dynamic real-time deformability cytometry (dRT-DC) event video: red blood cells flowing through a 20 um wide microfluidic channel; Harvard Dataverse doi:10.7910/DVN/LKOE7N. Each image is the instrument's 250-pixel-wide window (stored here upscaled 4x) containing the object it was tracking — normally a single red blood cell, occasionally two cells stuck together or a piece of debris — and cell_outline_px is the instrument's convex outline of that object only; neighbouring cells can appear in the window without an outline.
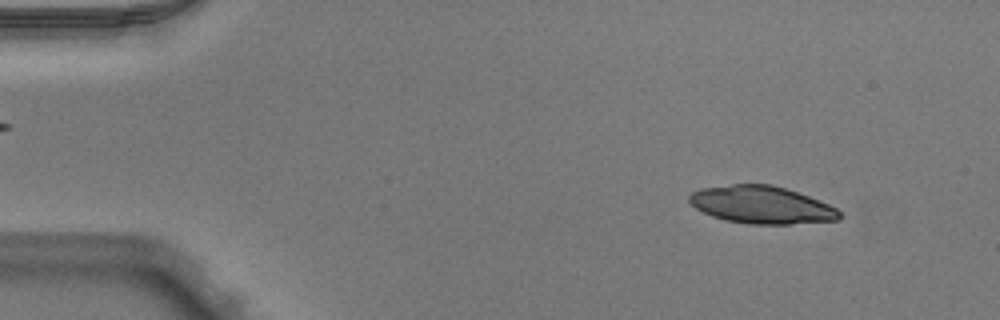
{"species": "Egyptian fruit bat (a non-hibernating species)", "species_latin": "Rousettus aegyptiacus", "temperature_condition": "warm", "stored_images_in_passage": 51, "camera_frame_rate_fps": 3000, "um_per_image_px": 0.085, "animal": {"sex": "male"}, "frame": {"image": 1, "passage_image": 6, "time_ms": 1.667, "image_size_px": [1000, 320], "cell_outline_px": [[844, 216], [840, 220], [788, 224], [748, 224], [724, 220], [712, 216], [696, 208], [688, 200], [688, 196], [692, 192], [700, 188], [732, 184], [772, 184], [808, 196], [828, 204], [836, 208]], "centroid_in_image_um": [64.73, 17.42], "position_along_channel_um": 20.3, "area_um2": 32.89}}